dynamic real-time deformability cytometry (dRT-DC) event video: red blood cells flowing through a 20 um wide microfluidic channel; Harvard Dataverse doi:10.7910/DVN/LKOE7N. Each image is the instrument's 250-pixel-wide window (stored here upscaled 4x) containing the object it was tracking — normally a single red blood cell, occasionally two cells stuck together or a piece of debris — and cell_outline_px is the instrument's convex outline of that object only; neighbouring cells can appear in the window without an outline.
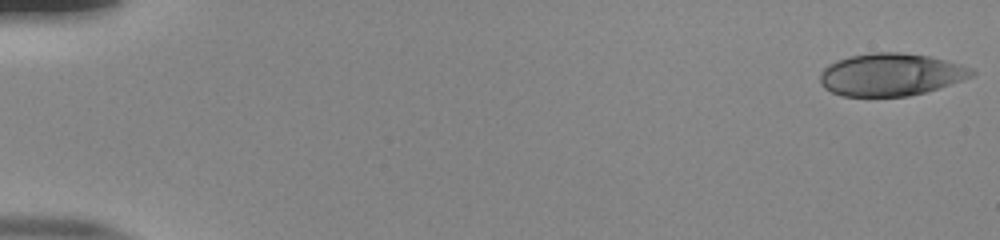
{"species": "human", "species_latin": "Homo sapiens", "temperature_condition": "room temperature", "stored_images_in_passage": 53, "camera_frame_rate_fps": 3000, "um_per_image_px": 0.085, "donor": {"sex": "male"}, "frame": {"image": 1, "passage_image": 1, "time_ms": 0.0, "image_size_px": [1000, 240], "cell_outline_px": [[976, 72], [972, 76], [924, 92], [908, 96], [844, 96], [832, 92], [824, 88], [820, 84], [820, 72], [828, 64], [836, 60], [852, 56], [872, 52], [900, 52], [928, 56], [960, 64], [972, 68]], "centroid_in_image_um": [75.67, 6.33], "position_along_channel_um": 9.3, "area_um2": 37.28}}
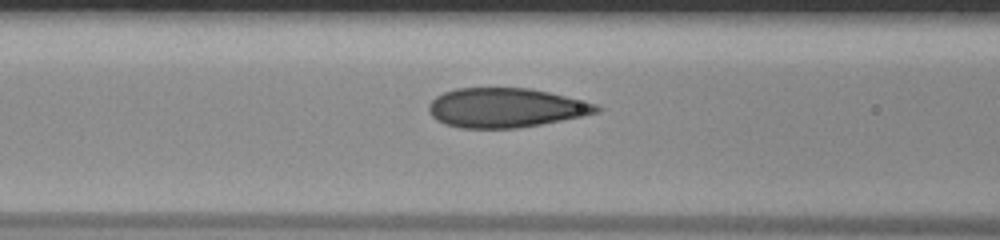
{"frame": {"image": 2, "passage_image": 23, "time_ms": 7.333, "image_size_px": [1000, 240], "cell_outline_px": [[604, 108], [600, 112], [540, 124], [516, 128], [460, 128], [444, 124], [436, 120], [428, 112], [428, 104], [436, 96], [444, 92], [456, 88], [528, 88], [548, 92], [596, 104]], "centroid_in_image_um": [42.93, 9.16], "position_along_channel_um": 123.7, "area_um2": 38.38}}
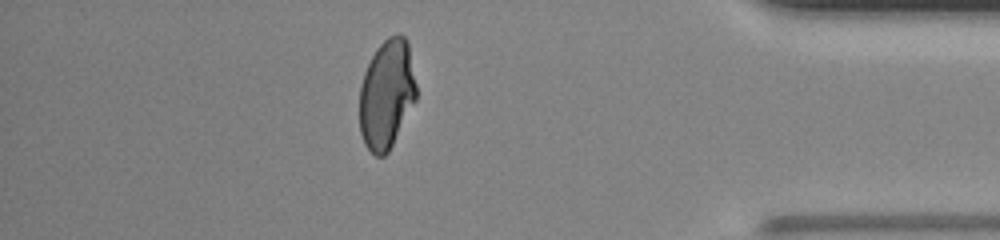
{"frame": {"image": 3, "passage_image": 47, "time_ms": 15.333, "image_size_px": [1000, 240], "cell_outline_px": [[416, 100], [388, 152], [384, 156], [376, 156], [364, 144], [360, 132], [360, 84], [364, 72], [376, 48], [388, 36], [396, 32], [400, 32], [404, 36], [408, 44], [416, 84]], "centroid_in_image_um": [32.86, 7.98], "position_along_channel_um": 402.3, "area_um2": 36.13}}